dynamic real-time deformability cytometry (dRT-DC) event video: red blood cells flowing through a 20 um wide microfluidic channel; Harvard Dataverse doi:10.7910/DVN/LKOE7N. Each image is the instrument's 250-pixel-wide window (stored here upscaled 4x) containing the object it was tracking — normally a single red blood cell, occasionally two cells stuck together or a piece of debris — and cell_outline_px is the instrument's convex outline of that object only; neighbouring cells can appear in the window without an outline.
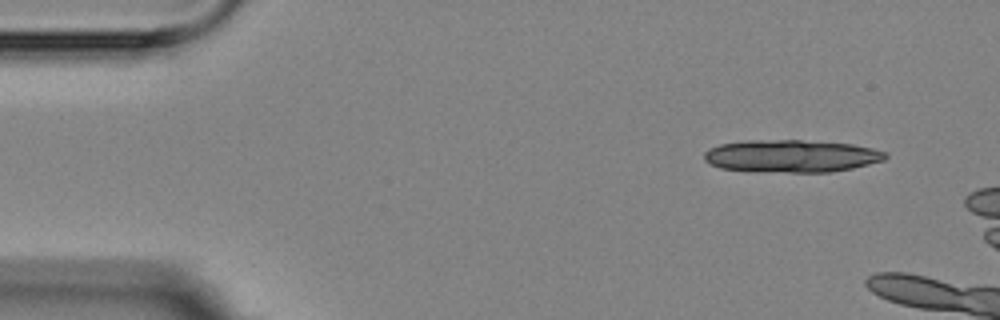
{"species": "Egyptian fruit bat (a non-hibernating species)", "species_latin": "Rousettus aegyptiacus", "temperature_condition": "room temperature", "stored_images_in_passage": 3, "camera_frame_rate_fps": 3000, "um_per_image_px": 0.085, "animal": {"sex": "female"}, "frame": {"image": 1, "passage_image": 1, "time_ms": 0.0, "image_size_px": [1000, 320], "cell_outline_px": [[888, 156], [884, 160], [852, 168], [832, 172], [748, 172], [720, 168], [704, 160], [704, 152], [708, 148], [720, 144], [748, 140], [800, 140], [852, 144], [872, 148], [888, 152]], "centroid_in_image_um": [67.24, 13.27], "position_along_channel_um": 17.8, "area_um2": 34.68}}